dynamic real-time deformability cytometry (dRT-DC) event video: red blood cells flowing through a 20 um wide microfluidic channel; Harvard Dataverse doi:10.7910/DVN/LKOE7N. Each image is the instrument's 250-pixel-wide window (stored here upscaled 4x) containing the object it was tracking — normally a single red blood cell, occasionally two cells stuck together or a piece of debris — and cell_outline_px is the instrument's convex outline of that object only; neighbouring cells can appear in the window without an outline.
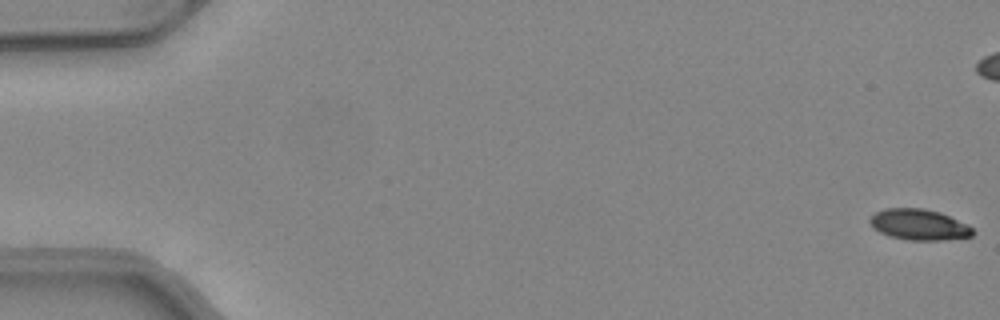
{"species": "common noctule bat (a hibernating species)", "species_latin": "Nyctalus noctula", "temperature_condition": "warm", "stored_images_in_passage": 52, "camera_frame_rate_fps": 3000, "um_per_image_px": 0.085, "animal": {"sex": "female", "body_mass_g": 24.6, "forearm_length_mm": 56.2}, "frame": {"image": 1, "passage_image": 1, "time_ms": 0.0, "image_size_px": [1000, 320], "cell_outline_px": [[976, 232], [972, 236], [944, 240], [908, 240], [888, 236], [872, 228], [868, 220], [876, 212], [884, 208], [924, 208], [940, 212], [968, 224]], "centroid_in_image_um": [78.11, 19.09], "position_along_channel_um": 6.9, "area_um2": 18.73}}
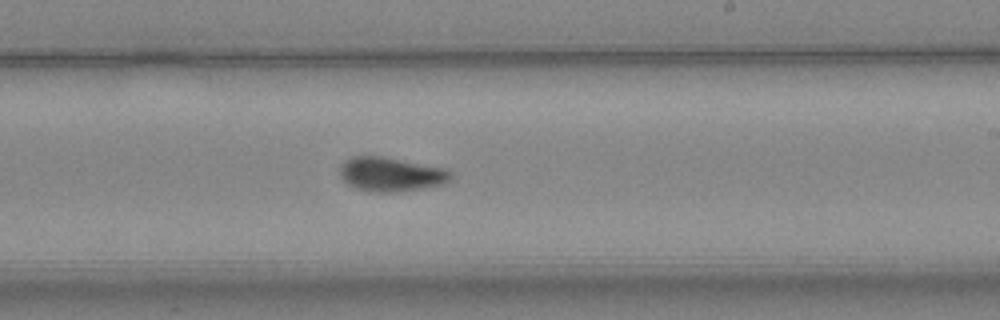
{"frame": {"image": 2, "passage_image": 31, "time_ms": 10.0, "image_size_px": [1000, 320], "cell_outline_px": [[452, 176], [444, 184], [424, 188], [396, 192], [372, 192], [356, 188], [348, 184], [340, 176], [340, 164], [344, 160], [352, 156], [380, 156], [448, 168], [452, 172]], "centroid_in_image_um": [33.23, 14.81], "position_along_channel_um": 255.8, "area_um2": 22.25}}
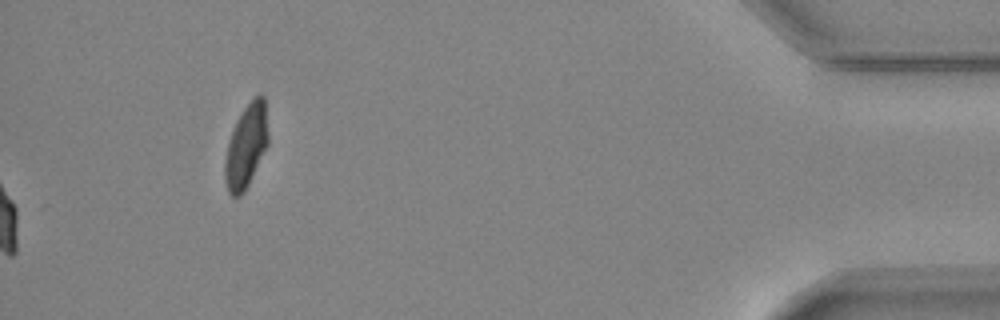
{"frame": {"image": 3, "passage_image": 52, "time_ms": 17.0, "image_size_px": [1000, 320], "cell_outline_px": [[268, 144], [244, 192], [240, 196], [232, 196], [228, 192], [224, 180], [224, 160], [228, 144], [236, 120], [244, 108], [260, 92], [264, 96], [268, 136]], "centroid_in_image_um": [20.91, 12.43], "position_along_channel_um": 414.3, "area_um2": 20.81}, "authors_computed_cell_mechanics": {"area_um2": 20.808, "velocity_mm_per_s": 4.1123, "shape_relaxation_time_tau1_ms": 4.5172, "shape_relaxation_time_tau2_ms": 1.2747, "deformation_change_tau1": 0.1623, "deformation_change_tau2": 0.0594}}